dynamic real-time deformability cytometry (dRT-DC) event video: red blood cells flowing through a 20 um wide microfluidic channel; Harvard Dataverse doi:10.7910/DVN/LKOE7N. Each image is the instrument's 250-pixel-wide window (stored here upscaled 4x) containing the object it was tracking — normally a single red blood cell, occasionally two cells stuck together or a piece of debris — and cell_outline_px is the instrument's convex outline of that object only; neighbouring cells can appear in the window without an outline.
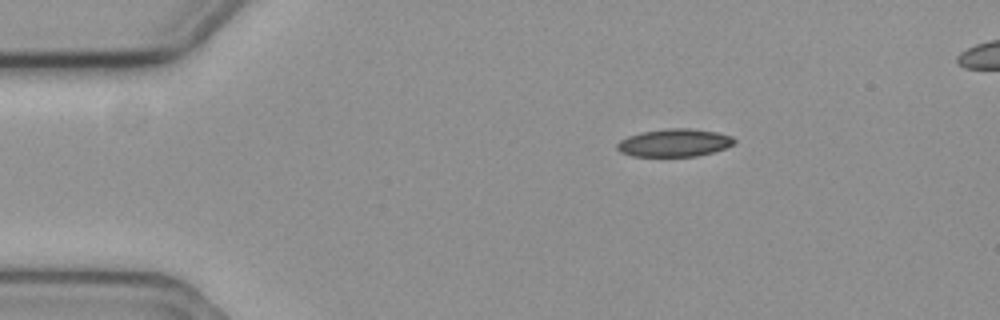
{"species": "common noctule bat (a hibernating species)", "species_latin": "Nyctalus noctula", "temperature_condition": "cold", "stored_images_in_passage": 4, "segment_of_instrument_passage": [1, 2], "camera_frame_rate_fps": 3000, "um_per_image_px": 0.085, "animal": {"sex": "female", "body_mass_g": 19.3, "forearm_length_mm": 54.1}, "frame": {"image": 1, "passage_image": 1, "time_ms": 0.0, "image_size_px": [1000, 320], "cell_outline_px": [[736, 144], [712, 152], [696, 156], [632, 156], [620, 152], [616, 148], [616, 144], [620, 140], [628, 136], [640, 132], [668, 128], [688, 128], [716, 132], [732, 136], [736, 140]], "centroid_in_image_um": [57.31, 12.13], "position_along_channel_um": 27.7, "area_um2": 19.02}}